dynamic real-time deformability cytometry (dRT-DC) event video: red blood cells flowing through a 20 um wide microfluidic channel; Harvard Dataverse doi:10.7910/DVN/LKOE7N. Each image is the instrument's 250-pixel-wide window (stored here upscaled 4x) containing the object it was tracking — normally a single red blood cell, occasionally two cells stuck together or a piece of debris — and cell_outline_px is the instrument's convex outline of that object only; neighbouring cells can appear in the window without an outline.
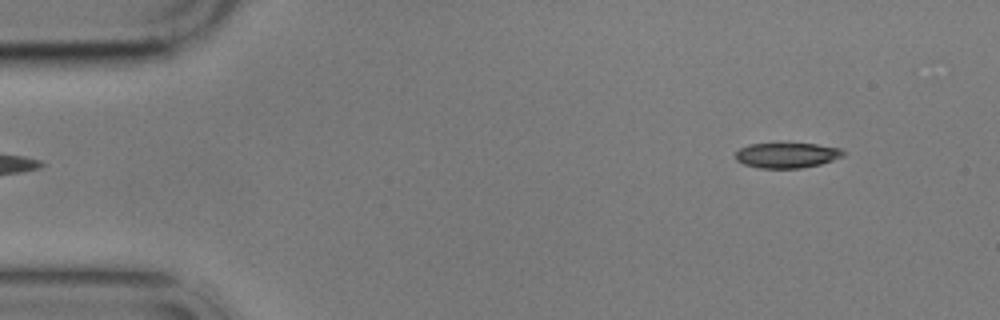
{"species": "common noctule bat (a hibernating species)", "species_latin": "Nyctalus noctula", "temperature_condition": "cold", "stored_images_in_passage": 6, "segment_of_instrument_passage": [2, 2], "camera_frame_rate_fps": 3000, "um_per_image_px": 0.085, "animal": {"sex": "male", "body_mass_g": 17.9}, "frame": {"image": 1, "passage_image": 6, "time_ms": 5.667, "image_size_px": [1000, 320], "cell_outline_px": [[844, 156], [820, 164], [800, 168], [760, 168], [744, 164], [736, 160], [736, 152], [740, 148], [748, 144], [816, 144], [840, 148], [844, 152]], "centroid_in_image_um": [66.88, 13.2], "position_along_channel_um": 18.1, "area_um2": 15.66}}